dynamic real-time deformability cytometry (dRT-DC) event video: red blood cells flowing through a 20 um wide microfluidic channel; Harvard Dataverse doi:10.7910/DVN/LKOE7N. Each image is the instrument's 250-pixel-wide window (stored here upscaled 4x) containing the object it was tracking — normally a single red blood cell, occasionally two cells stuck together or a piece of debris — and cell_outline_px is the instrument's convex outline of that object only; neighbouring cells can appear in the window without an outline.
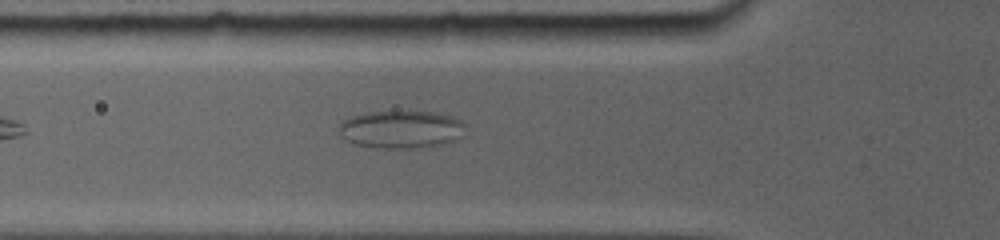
{"species": "common noctule bat (a hibernating species)", "species_latin": "Nyctalus noctula", "temperature_condition": "room temperature", "stored_images_in_passage": 3, "camera_frame_rate_fps": 5000, "um_per_image_px": 0.085, "animal": {"sex": "female", "body_mass_g": 19.0, "forearm_length_mm": 56.7}, "frame": {"image": 1, "passage_image": 3, "time_ms": 2.0, "image_size_px": [1000, 240], "cell_outline_px": [[464, 124], [448, 140], [432, 144], [408, 148], [392, 148], [356, 144], [348, 140], [340, 132], [340, 124], [344, 120], [352, 116], [372, 112], [408, 108], [432, 112], [452, 116], [460, 120]], "centroid_in_image_um": [33.98, 10.91], "position_along_channel_um": 91.8, "area_um2": 26.82}}